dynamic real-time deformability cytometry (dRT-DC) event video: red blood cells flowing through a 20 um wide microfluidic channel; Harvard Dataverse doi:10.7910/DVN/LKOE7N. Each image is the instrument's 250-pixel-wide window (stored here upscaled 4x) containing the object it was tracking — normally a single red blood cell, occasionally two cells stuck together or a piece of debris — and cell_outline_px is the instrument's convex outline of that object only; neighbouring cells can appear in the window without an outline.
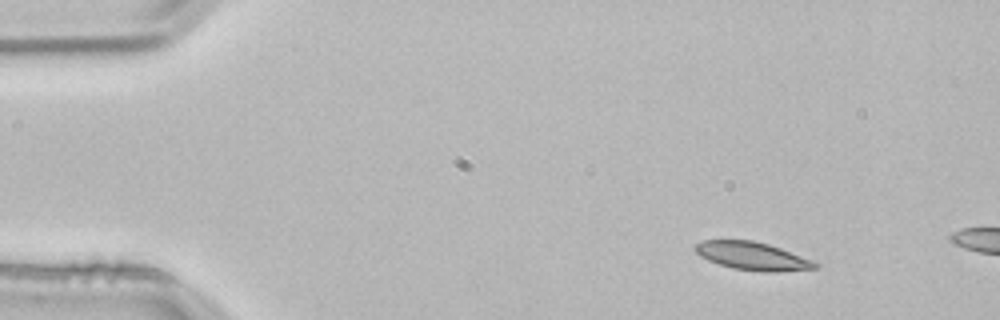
{"species": "common noctule bat (a hibernating species)", "species_latin": "Nyctalus noctula", "temperature_condition": "room temperature", "stored_images_in_passage": 2, "camera_frame_rate_fps": 3000, "um_per_image_px": 0.085, "animal": {"sex": "male", "body_mass_g": 21.5, "forearm_length_mm": 52.0}, "frame": {"image": 1, "passage_image": 1, "time_ms": 0.0, "image_size_px": [1000, 320], "cell_outline_px": [[820, 264], [816, 268], [776, 272], [764, 272], [732, 268], [708, 260], [700, 256], [692, 248], [696, 244], [704, 240], [752, 240], [768, 244], [780, 248], [812, 260]], "centroid_in_image_um": [63.94, 21.76], "position_along_channel_um": 21.1, "area_um2": 19.48}}